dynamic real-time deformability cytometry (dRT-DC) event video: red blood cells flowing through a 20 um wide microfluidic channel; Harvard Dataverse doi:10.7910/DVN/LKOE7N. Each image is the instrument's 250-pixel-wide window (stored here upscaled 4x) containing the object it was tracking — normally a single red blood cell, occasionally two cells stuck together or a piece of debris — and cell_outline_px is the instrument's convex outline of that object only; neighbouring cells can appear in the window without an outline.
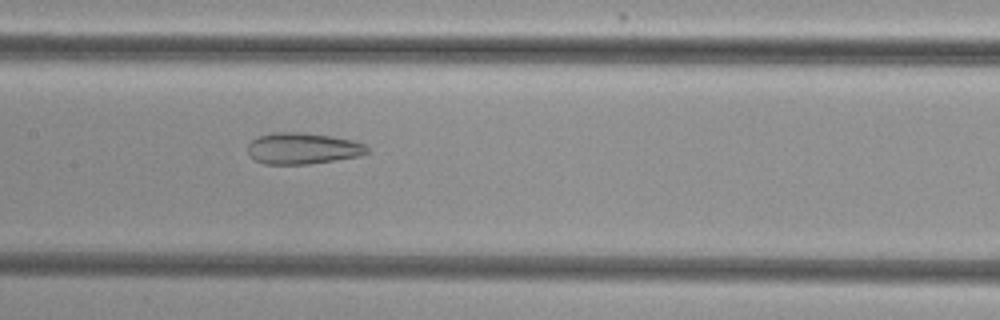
{"species": "common noctule bat (a hibernating species)", "species_latin": "Nyctalus noctula", "temperature_condition": "cold", "stored_images_in_passage": 37, "camera_frame_rate_fps": 3000, "um_per_image_px": 0.085, "animal": {"sex": "female", "body_mass_g": 29.2, "forearm_length_mm": 56.3}, "frame": {"image": 1, "passage_image": 10, "time_ms": 3.0, "image_size_px": [1000, 320], "cell_outline_px": [[368, 152], [360, 156], [308, 164], [264, 164], [256, 160], [248, 152], [248, 144], [252, 140], [260, 136], [272, 132], [300, 132], [332, 136], [352, 140], [364, 144], [368, 148]], "centroid_in_image_um": [25.73, 12.61], "position_along_channel_um": 181.7, "area_um2": 21.68}}
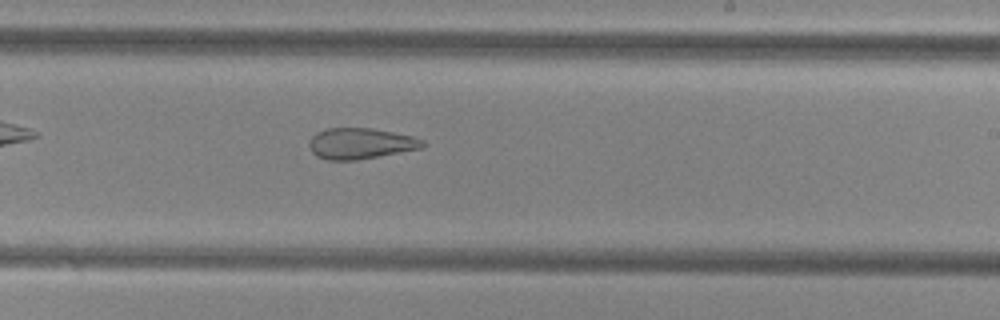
{"frame": {"image": 2, "passage_image": 16, "time_ms": 5.0, "image_size_px": [1000, 320], "cell_outline_px": [[424, 148], [380, 156], [356, 160], [328, 160], [316, 156], [312, 152], [308, 144], [308, 140], [316, 132], [324, 128], [372, 128], [412, 136], [424, 140]], "centroid_in_image_um": [30.62, 12.19], "position_along_channel_um": 258.4, "area_um2": 20.63}}
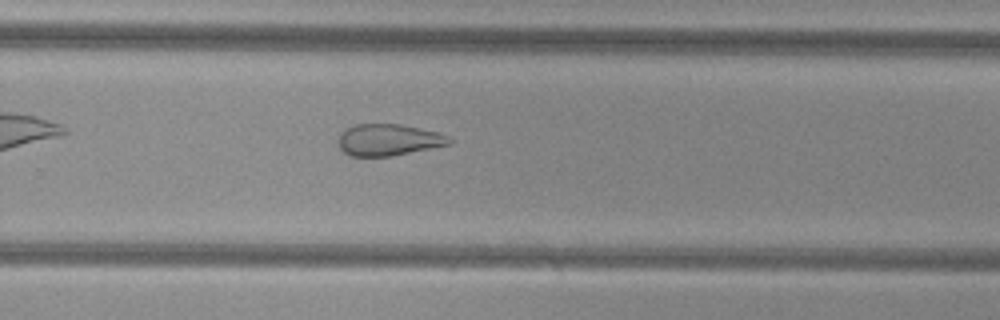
{"frame": {"image": 3, "passage_image": 19, "time_ms": 6.0, "image_size_px": [1000, 320], "cell_outline_px": [[456, 140], [452, 144], [392, 156], [348, 156], [340, 148], [340, 132], [344, 128], [356, 124], [400, 124], [440, 132]], "centroid_in_image_um": [33.08, 11.88], "position_along_channel_um": 296.7, "area_um2": 20.69}, "authors_computed_cell_mechanics": {"area_um2": 23.9292, "velocity_mm_per_s": 3.8471, "shape_relaxation_time_tau1_ms": null, "shape_relaxation_time_tau2_ms": 3.1826, "deformation_change_tau1": null, "deformation_change_tau2": 0.1239}}